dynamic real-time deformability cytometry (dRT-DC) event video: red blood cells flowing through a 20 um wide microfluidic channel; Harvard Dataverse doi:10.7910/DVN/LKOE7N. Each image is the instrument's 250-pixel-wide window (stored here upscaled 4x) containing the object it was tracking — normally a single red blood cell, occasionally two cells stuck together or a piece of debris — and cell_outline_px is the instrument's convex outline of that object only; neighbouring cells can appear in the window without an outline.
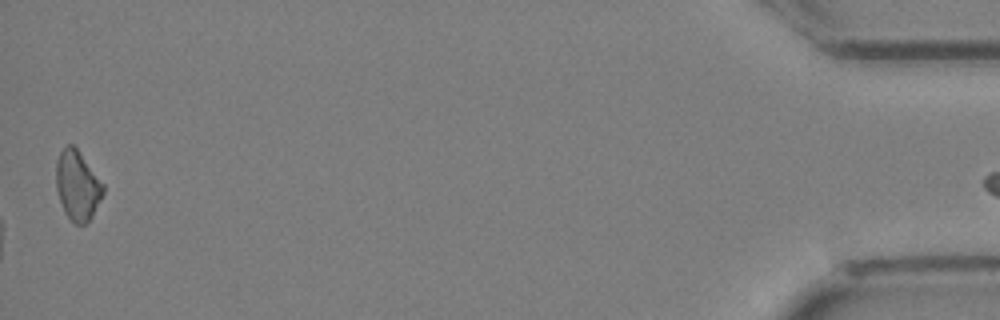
{"species": "Egyptian fruit bat (a non-hibernating species)", "species_latin": "Rousettus aegyptiacus", "temperature_condition": "cold", "stored_images_in_passage": 34, "camera_frame_rate_fps": 3000, "um_per_image_px": 0.085, "animal": {"sex": "female"}, "frame": {"image": 1, "passage_image": 34, "time_ms": 11.0, "image_size_px": [1000, 320], "cell_outline_px": [[104, 192], [92, 216], [84, 224], [76, 224], [64, 212], [56, 188], [56, 160], [60, 152], [68, 144], [72, 144], [80, 152], [104, 184]], "centroid_in_image_um": [6.58, 15.75], "position_along_channel_um": 428.6, "area_um2": 18.9}}